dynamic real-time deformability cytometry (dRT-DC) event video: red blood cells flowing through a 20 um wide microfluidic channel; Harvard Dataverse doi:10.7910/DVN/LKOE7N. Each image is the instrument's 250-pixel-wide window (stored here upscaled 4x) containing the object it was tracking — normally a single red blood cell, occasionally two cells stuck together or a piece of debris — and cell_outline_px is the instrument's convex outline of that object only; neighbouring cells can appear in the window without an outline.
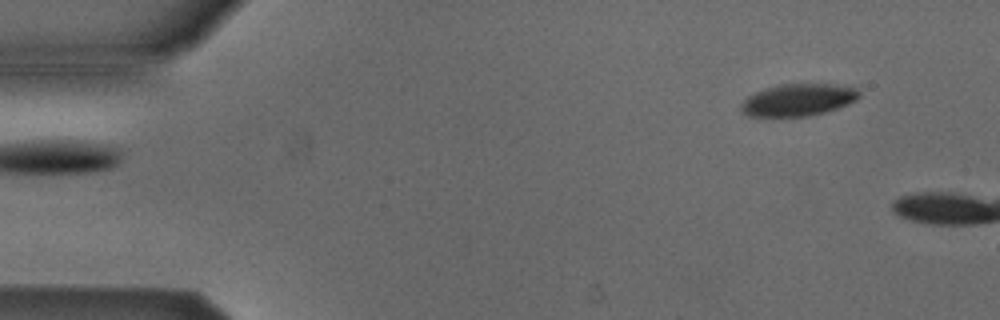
{"species": "Egyptian fruit bat (a non-hibernating species)", "species_latin": "Rousettus aegyptiacus", "temperature_condition": "cold", "stored_images_in_passage": 3, "camera_frame_rate_fps": 3000, "um_per_image_px": 0.085, "animal": {"sex": "male"}, "frame": {"image": 1, "passage_image": 1, "time_ms": 0.0, "image_size_px": [1000, 320], "cell_outline_px": [[860, 96], [856, 100], [848, 104], [824, 112], [808, 116], [748, 116], [740, 108], [744, 100], [748, 96], [756, 92], [780, 84], [832, 84], [856, 88], [860, 92]], "centroid_in_image_um": [67.87, 8.49], "position_along_channel_um": 17.1, "area_um2": 21.79}}